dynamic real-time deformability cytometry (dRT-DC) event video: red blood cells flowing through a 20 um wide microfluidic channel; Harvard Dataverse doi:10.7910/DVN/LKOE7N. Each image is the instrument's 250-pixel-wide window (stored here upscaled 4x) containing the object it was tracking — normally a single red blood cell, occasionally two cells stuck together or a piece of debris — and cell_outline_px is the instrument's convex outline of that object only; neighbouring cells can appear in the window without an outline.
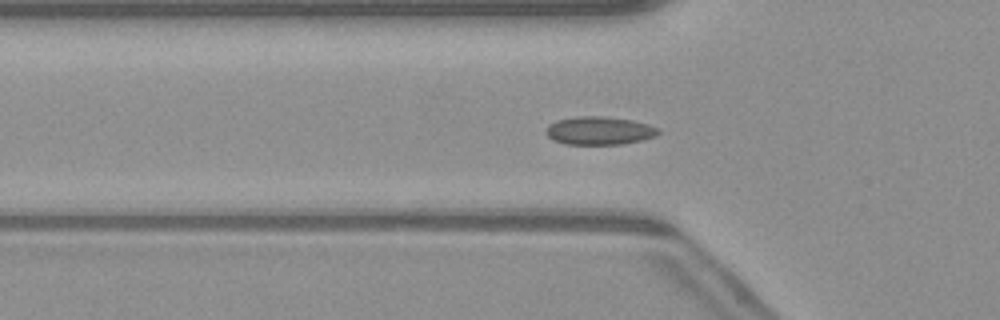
{"species": "common noctule bat (a hibernating species)", "species_latin": "Nyctalus noctula", "temperature_condition": "warm", "stored_images_in_passage": 42, "camera_frame_rate_fps": 3000, "um_per_image_px": 0.085, "animal": {"sex": "male", "body_mass_g": 23.1, "forearm_length_mm": 52.7}, "frame": {"image": 1, "passage_image": 7, "time_ms": 2.0, "image_size_px": [1000, 320], "cell_outline_px": [[660, 132], [656, 136], [640, 140], [620, 144], [564, 144], [552, 140], [544, 132], [548, 124], [556, 120], [576, 116], [600, 116], [632, 120], [648, 124], [660, 128]], "centroid_in_image_um": [50.91, 11.1], "position_along_channel_um": 74.9, "area_um2": 18.55}}
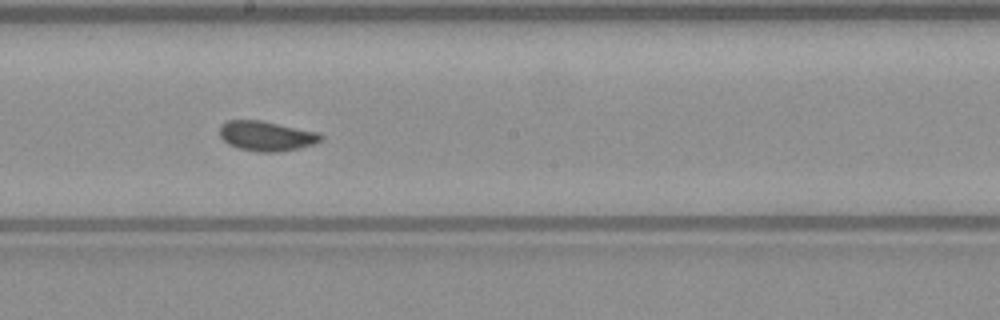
{"frame": {"image": 2, "passage_image": 18, "time_ms": 5.667, "image_size_px": [1000, 320], "cell_outline_px": [[324, 140], [300, 148], [276, 152], [256, 152], [240, 148], [228, 144], [220, 136], [220, 124], [228, 120], [260, 120], [320, 132], [324, 136]], "centroid_in_image_um": [22.68, 11.55], "position_along_channel_um": 225.5, "area_um2": 17.74}}
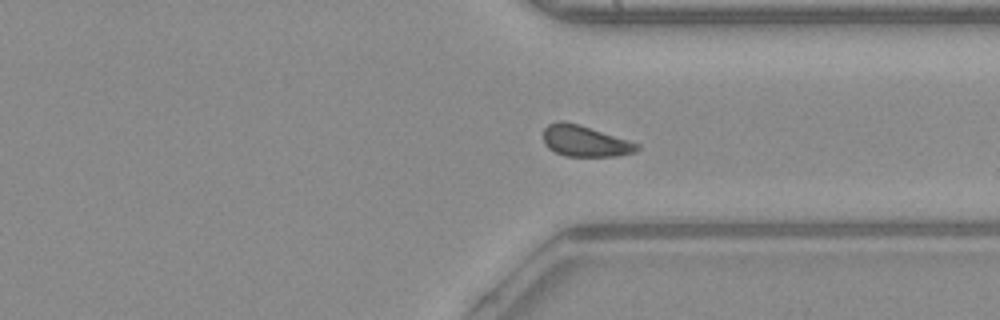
{"frame": {"image": 3, "passage_image": 28, "time_ms": 9.0, "image_size_px": [1000, 320], "cell_outline_px": [[640, 148], [636, 152], [616, 156], [568, 156], [556, 152], [548, 148], [544, 144], [544, 128], [548, 124], [560, 120], [564, 120], [580, 124], [640, 144]], "centroid_in_image_um": [49.72, 11.98], "position_along_channel_um": 361.7, "area_um2": 17.05}, "authors_computed_cell_mechanics": {"area_um2": 17.3111, "velocity_mm_per_s": 4.0924, "shape_relaxation_time_tau1_ms": null, "shape_relaxation_time_tau2_ms": 2.8183, "deformation_change_tau1": null, "deformation_change_tau2": 0.0541}}